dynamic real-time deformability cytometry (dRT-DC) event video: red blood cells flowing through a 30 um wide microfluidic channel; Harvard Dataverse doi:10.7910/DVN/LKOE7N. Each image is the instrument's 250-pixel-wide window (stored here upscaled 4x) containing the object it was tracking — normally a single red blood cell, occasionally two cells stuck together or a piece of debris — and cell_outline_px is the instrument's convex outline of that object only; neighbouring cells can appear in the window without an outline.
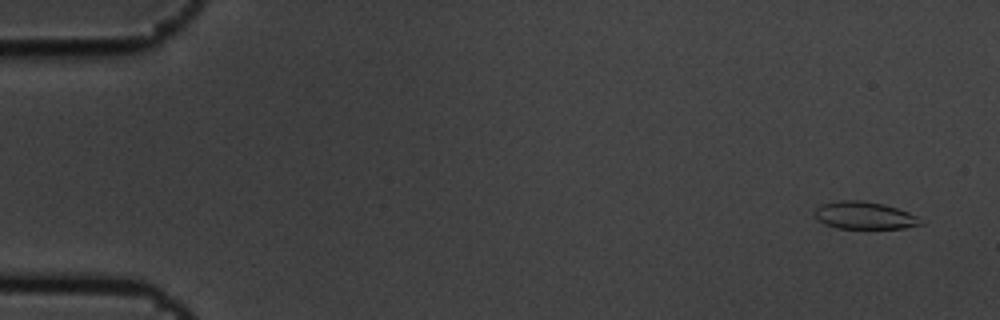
{"species": "common noctule bat (a hibernating species)", "species_latin": "Nyctalus noctula", "temperature_condition": "cold", "stored_images_in_passage": 5, "camera_frame_rate_fps": 3000, "um_per_image_px": 0.085, "animal": {"sex": "male", "body_mass_g": 19.5, "forearm_length_mm": 54.6}, "frame": {"image": 1, "passage_image": 1, "time_ms": 0.0, "image_size_px": [1000, 320], "cell_outline_px": [[924, 224], [904, 228], [836, 228], [824, 224], [816, 220], [812, 212], [816, 208], [824, 204], [840, 200], [860, 200], [884, 204], [908, 212], [924, 220]], "centroid_in_image_um": [73.46, 18.32], "position_along_channel_um": 11.5, "area_um2": 17.05}}
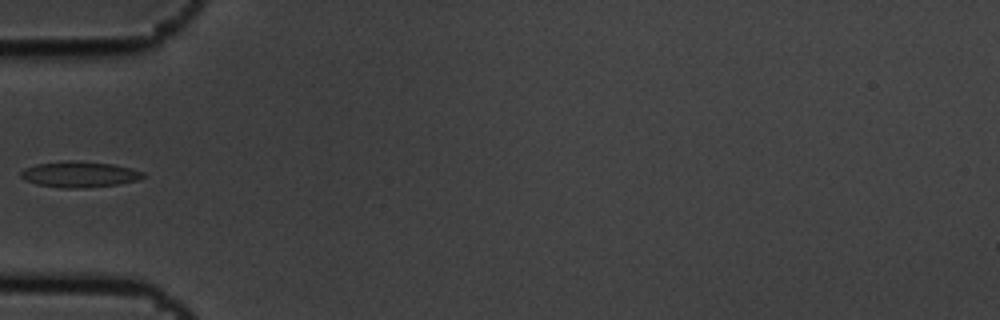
{"frame": {"image": 2, "passage_image": 5, "time_ms": 1.333, "image_size_px": [1000, 320], "cell_outline_px": [[148, 176], [136, 180], [116, 184], [84, 188], [60, 188], [36, 184], [24, 180], [20, 176], [20, 172], [24, 168], [36, 164], [68, 160], [76, 160], [112, 164], [132, 168], [144, 172]], "centroid_in_image_um": [6.74, 14.81], "position_along_channel_um": 78.3, "area_um2": 18.61}}